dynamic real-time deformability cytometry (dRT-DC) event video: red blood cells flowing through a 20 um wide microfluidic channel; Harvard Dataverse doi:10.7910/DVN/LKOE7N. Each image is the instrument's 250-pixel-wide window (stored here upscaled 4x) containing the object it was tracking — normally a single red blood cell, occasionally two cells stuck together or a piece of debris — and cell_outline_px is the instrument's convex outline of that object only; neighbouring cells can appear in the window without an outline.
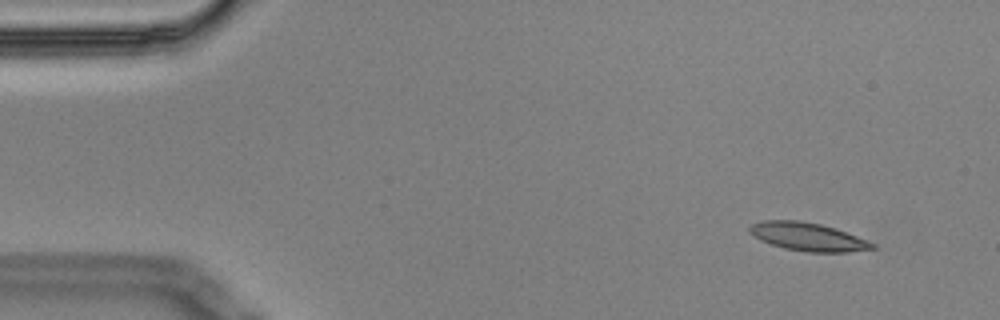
{"species": "Egyptian fruit bat (a non-hibernating species)", "species_latin": "Rousettus aegyptiacus", "temperature_condition": "cold", "stored_images_in_passage": 3, "camera_frame_rate_fps": 3000, "um_per_image_px": 0.085, "animal": {"sex": "male"}, "frame": {"image": 1, "passage_image": 1, "time_ms": 0.0, "image_size_px": [1000, 320], "cell_outline_px": [[876, 248], [848, 252], [808, 252], [784, 248], [760, 240], [748, 232], [748, 228], [752, 224], [760, 220], [800, 220], [820, 224], [836, 228], [868, 240], [876, 244]], "centroid_in_image_um": [68.67, 20.11], "position_along_channel_um": 16.3, "area_um2": 20.29}}